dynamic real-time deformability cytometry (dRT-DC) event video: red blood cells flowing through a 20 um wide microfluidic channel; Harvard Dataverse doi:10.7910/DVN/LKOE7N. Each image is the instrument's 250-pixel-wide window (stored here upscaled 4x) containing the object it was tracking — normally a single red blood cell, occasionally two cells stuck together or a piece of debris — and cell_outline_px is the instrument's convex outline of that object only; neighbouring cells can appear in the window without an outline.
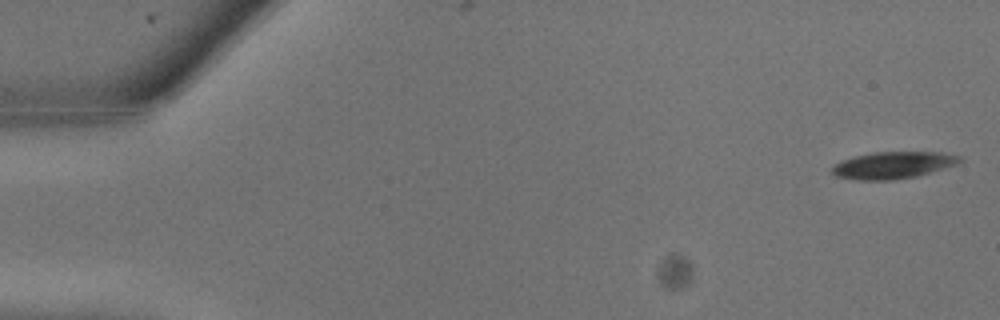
{"species": "common noctule bat (a hibernating species)", "species_latin": "Nyctalus noctula", "temperature_condition": "warm", "stored_images_in_passage": 11, "camera_frame_rate_fps": 3000, "um_per_image_px": 0.085, "animal": {"sex": "male", "body_mass_g": 13.3}, "frame": {"image": 1, "passage_image": 1, "time_ms": 0.0, "image_size_px": [1000, 320], "cell_outline_px": [[964, 160], [956, 164], [916, 176], [892, 180], [856, 180], [836, 176], [832, 172], [832, 168], [840, 160], [872, 152], [940, 152], [960, 156]], "centroid_in_image_um": [75.89, 14.03], "position_along_channel_um": 9.1, "area_um2": 19.88}}
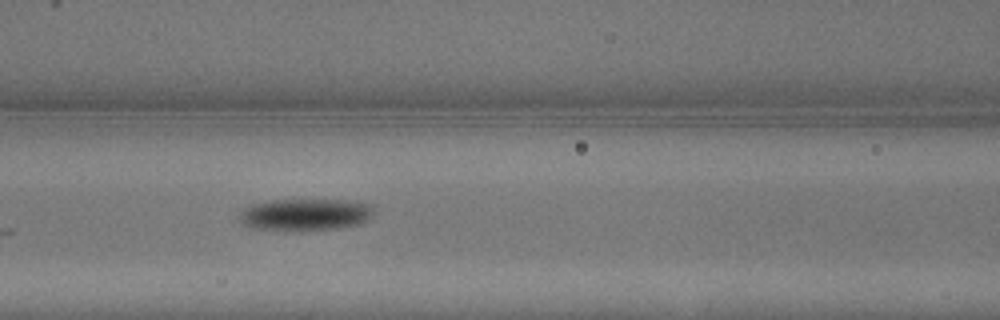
{"frame": {"image": 2, "passage_image": 11, "time_ms": 3.333, "image_size_px": [1000, 320], "cell_outline_px": [[376, 212], [368, 220], [360, 224], [340, 228], [300, 232], [252, 228], [244, 224], [236, 216], [244, 208], [252, 204], [272, 200], [344, 200], [372, 204]], "centroid_in_image_um": [25.97, 18.26], "position_along_channel_um": 140.6, "area_um2": 25.72}}